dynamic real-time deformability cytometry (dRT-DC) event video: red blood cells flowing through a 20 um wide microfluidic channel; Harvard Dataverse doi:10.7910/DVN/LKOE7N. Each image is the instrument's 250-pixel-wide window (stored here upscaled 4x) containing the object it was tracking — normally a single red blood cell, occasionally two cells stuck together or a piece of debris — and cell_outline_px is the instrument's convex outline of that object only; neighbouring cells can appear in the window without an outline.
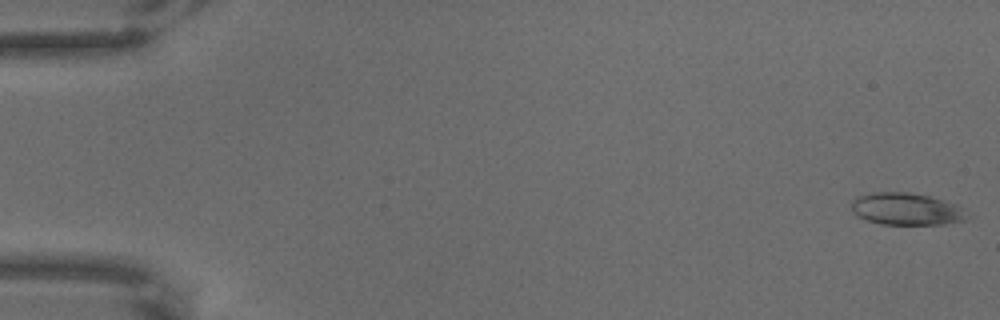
{"species": "common noctule bat (a hibernating species)", "species_latin": "Nyctalus noctula", "temperature_condition": "warm", "stored_images_in_passage": 65, "camera_frame_rate_fps": 3000, "um_per_image_px": 0.085, "animal": {"sex": "male", "body_mass_g": 18.8}, "frame": {"image": 1, "passage_image": 1, "time_ms": 0.0, "image_size_px": [1000, 320], "cell_outline_px": [[972, 216], [968, 220], [944, 224], [880, 224], [856, 216], [852, 212], [852, 200], [856, 196], [872, 192], [908, 192], [928, 196], [956, 204], [964, 208]], "centroid_in_image_um": [77.08, 17.77], "position_along_channel_um": 7.9, "area_um2": 21.96}}
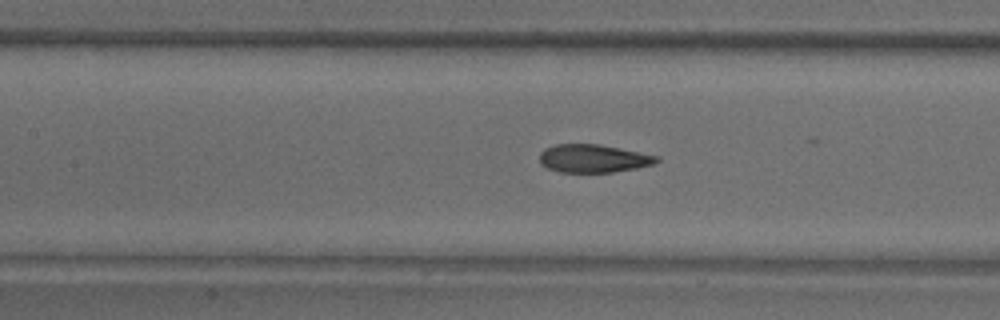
{"frame": {"image": 2, "passage_image": 30, "time_ms": 9.667, "image_size_px": [1000, 320], "cell_outline_px": [[660, 160], [652, 164], [636, 168], [612, 172], [560, 172], [548, 168], [540, 164], [540, 152], [544, 148], [556, 144], [600, 144], [660, 156]], "centroid_in_image_um": [50.42, 13.46], "position_along_channel_um": 157.0, "area_um2": 19.19}}
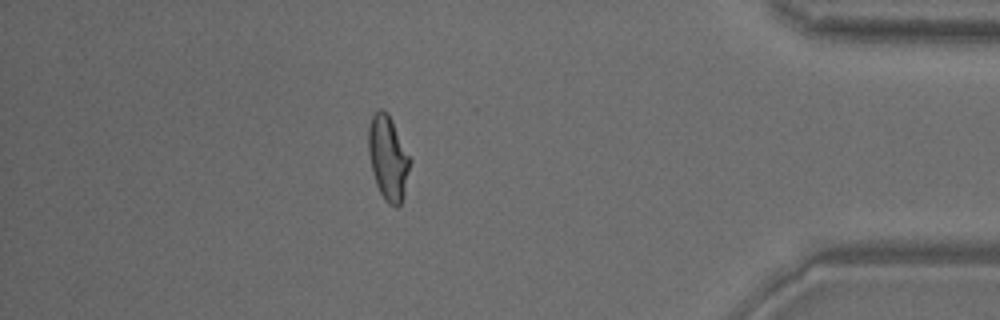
{"frame": {"image": 3, "passage_image": 57, "time_ms": 18.667, "image_size_px": [1000, 320], "cell_outline_px": [[412, 160], [404, 196], [400, 204], [396, 208], [388, 204], [384, 200], [376, 184], [372, 172], [368, 152], [368, 128], [372, 116], [380, 108], [384, 108], [388, 112]], "centroid_in_image_um": [33.0, 13.43], "position_along_channel_um": 402.2, "area_um2": 20.81}}